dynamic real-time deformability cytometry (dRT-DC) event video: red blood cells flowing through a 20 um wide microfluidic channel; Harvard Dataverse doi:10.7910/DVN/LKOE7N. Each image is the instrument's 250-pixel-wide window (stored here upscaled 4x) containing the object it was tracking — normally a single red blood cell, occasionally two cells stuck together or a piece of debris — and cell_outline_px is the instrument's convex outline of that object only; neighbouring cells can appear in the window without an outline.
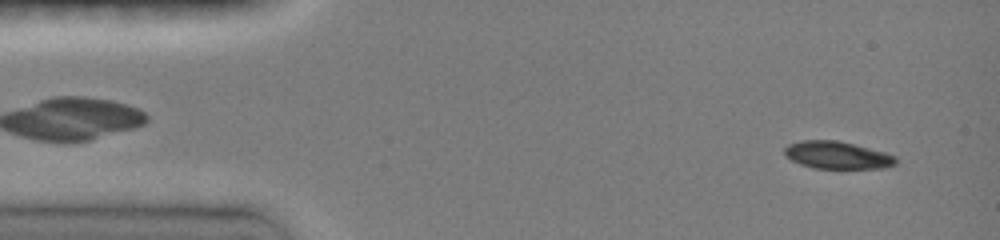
{"species": "common noctule bat (a hibernating species)", "species_latin": "Nyctalus noctula", "temperature_condition": "room temperature", "stored_images_in_passage": 55, "camera_frame_rate_fps": 3000, "um_per_image_px": 0.085, "animal": {"sex": "female", "body_mass_g": 19.0, "forearm_length_mm": 51.5}, "frame": {"image": 1, "passage_image": 3, "time_ms": 0.667, "image_size_px": [1000, 240], "cell_outline_px": [[896, 164], [884, 168], [812, 168], [800, 164], [784, 156], [784, 148], [788, 144], [800, 140], [836, 140], [884, 152], [896, 156]], "centroid_in_image_um": [71.12, 13.19], "position_along_channel_um": 13.9, "area_um2": 17.74}}
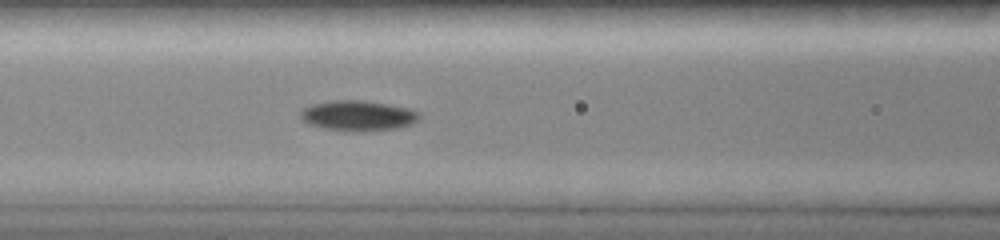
{"frame": {"image": 2, "passage_image": 24, "time_ms": 6.0, "image_size_px": [1000, 240], "cell_outline_px": [[420, 120], [412, 124], [400, 128], [360, 132], [352, 132], [324, 128], [308, 124], [300, 116], [300, 108], [308, 104], [332, 100], [360, 100], [388, 104], [412, 108], [420, 112]], "centroid_in_image_um": [30.44, 9.83], "position_along_channel_um": 136.2, "area_um2": 21.56}}
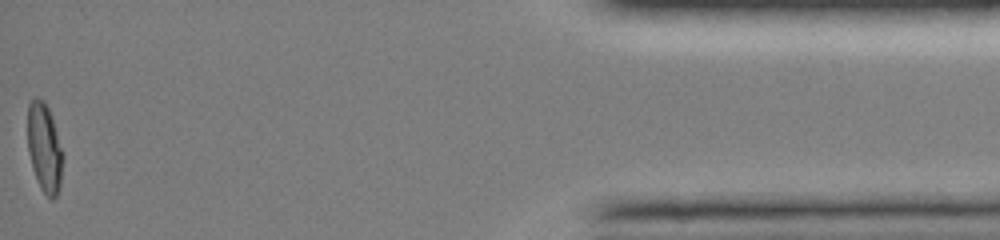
{"frame": {"image": 3, "passage_image": 55, "time_ms": 15.333, "image_size_px": [1000, 240], "cell_outline_px": [[64, 156], [60, 188], [56, 196], [52, 200], [40, 188], [32, 168], [28, 152], [28, 104], [36, 96], [44, 100], [48, 108]], "centroid_in_image_um": [3.78, 12.59], "position_along_channel_um": 431.4, "area_um2": 18.26}, "authors_computed_cell_mechanics": {"area_um2": 18.9584, "velocity_mm_per_s": 4.0153, "shape_relaxation_time_tau1_ms": 3.2584, "shape_relaxation_time_tau2_ms": null, "deformation_change_tau1": 0.1645, "deformation_change_tau2": null}}